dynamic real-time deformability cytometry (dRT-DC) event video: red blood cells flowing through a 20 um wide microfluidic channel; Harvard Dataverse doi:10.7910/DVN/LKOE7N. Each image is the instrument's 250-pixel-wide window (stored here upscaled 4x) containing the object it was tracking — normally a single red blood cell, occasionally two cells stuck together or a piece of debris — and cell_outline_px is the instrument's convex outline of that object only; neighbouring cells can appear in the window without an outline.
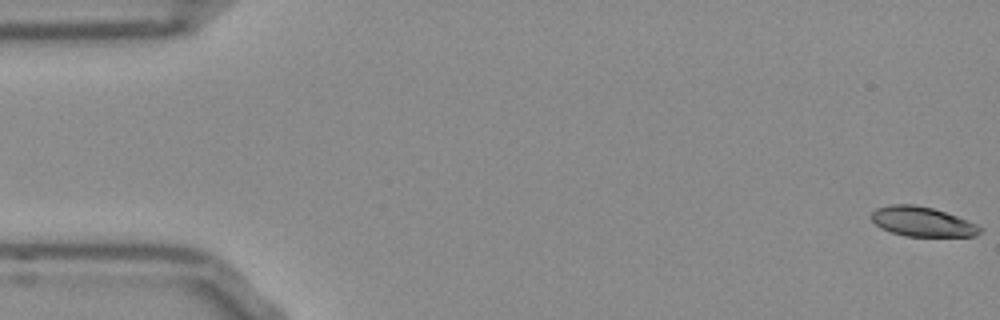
{"species": "Egyptian fruit bat (a non-hibernating species)", "species_latin": "Rousettus aegyptiacus", "temperature_condition": "room temperature", "stored_images_in_passage": 54, "camera_frame_rate_fps": 3000, "um_per_image_px": 0.085, "frame": {"image": 1, "passage_image": 1, "time_ms": 0.0, "image_size_px": [1000, 320], "cell_outline_px": [[980, 232], [976, 236], [904, 236], [880, 228], [872, 220], [872, 212], [876, 208], [892, 204], [912, 204], [932, 208], [956, 216], [976, 224], [980, 228]], "centroid_in_image_um": [78.35, 18.84], "position_along_channel_um": 6.6, "area_um2": 18.5}}
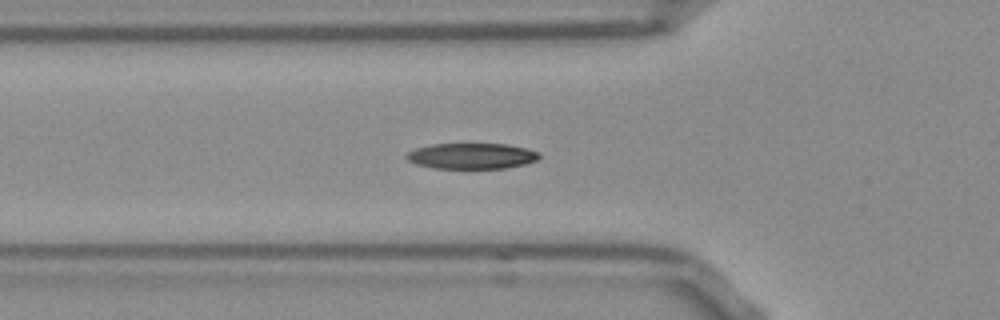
{"frame": {"image": 2, "passage_image": 18, "time_ms": 5.667, "image_size_px": [1000, 320], "cell_outline_px": [[540, 156], [536, 160], [524, 164], [504, 168], [436, 168], [416, 164], [408, 160], [404, 156], [408, 152], [416, 148], [432, 144], [508, 144], [540, 152]], "centroid_in_image_um": [40.08, 13.25], "position_along_channel_um": 85.7, "area_um2": 19.77}}
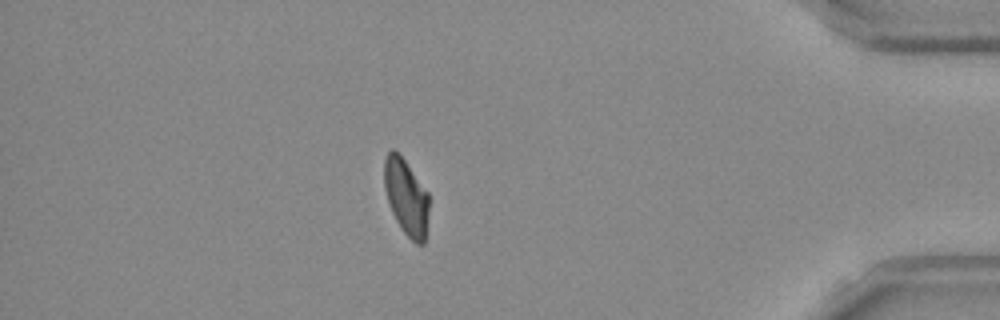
{"frame": {"image": 3, "passage_image": 46, "time_ms": 15.0, "image_size_px": [1000, 320], "cell_outline_px": [[428, 216], [424, 244], [416, 244], [400, 228], [392, 212], [384, 188], [384, 160], [388, 152], [392, 148], [404, 160], [428, 192]], "centroid_in_image_um": [34.52, 16.76], "position_along_channel_um": 400.7, "area_um2": 19.59}, "authors_computed_cell_mechanics": {"area_um2": 20.2589, "velocity_mm_per_s": 3.8561, "shape_relaxation_time_tau1_ms": 4.0787, "shape_relaxation_time_tau2_ms": 4.8463, "deformation_change_tau1": 0.1473, "deformation_change_tau2": 0.0953}}